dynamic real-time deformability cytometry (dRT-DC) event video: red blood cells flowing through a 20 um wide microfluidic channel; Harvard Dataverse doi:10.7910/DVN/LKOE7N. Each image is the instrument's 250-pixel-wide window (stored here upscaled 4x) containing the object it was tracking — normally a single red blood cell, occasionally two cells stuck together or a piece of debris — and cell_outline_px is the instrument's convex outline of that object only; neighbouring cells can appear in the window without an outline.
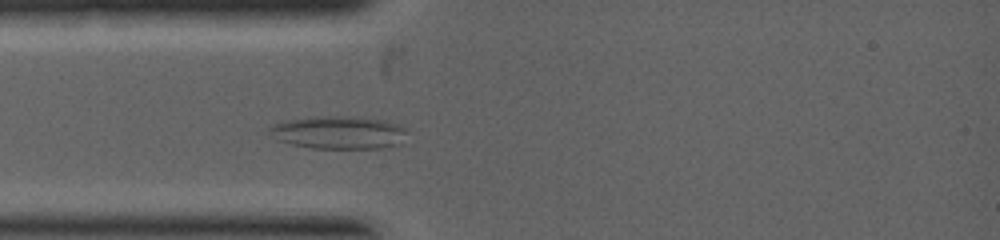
{"species": "common noctule bat (a hibernating species)", "species_latin": "Nyctalus noctula", "temperature_condition": "warm", "stored_images_in_passage": 2, "camera_frame_rate_fps": 5000, "um_per_image_px": 0.085, "animal": {"sex": "female", "body_mass_g": 19.0, "forearm_length_mm": 53.3}, "frame": {"image": 1, "passage_image": 2, "time_ms": 0.8, "image_size_px": [1000, 240], "cell_outline_px": [[404, 132], [400, 144], [388, 148], [312, 148], [292, 144], [280, 140], [268, 132], [268, 128], [276, 124], [288, 120], [324, 116], [344, 116], [380, 120], [396, 124], [404, 128]], "centroid_in_image_um": [28.78, 11.28], "position_along_channel_um": 56.2, "area_um2": 25.72}}